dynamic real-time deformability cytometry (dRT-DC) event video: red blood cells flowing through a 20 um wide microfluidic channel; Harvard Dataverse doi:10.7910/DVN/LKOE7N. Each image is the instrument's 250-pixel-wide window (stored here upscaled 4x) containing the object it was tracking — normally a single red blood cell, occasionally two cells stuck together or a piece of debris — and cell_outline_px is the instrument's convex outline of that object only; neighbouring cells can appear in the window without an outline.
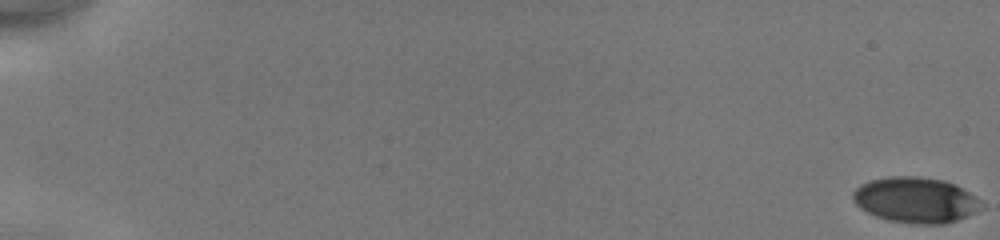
{"species": "human", "species_latin": "Homo sapiens", "temperature_condition": "cold", "stored_images_in_passage": 52, "camera_frame_rate_fps": 3000, "um_per_image_px": 0.085, "donor": {"sex": "male"}, "frame": {"image": 1, "passage_image": 1, "time_ms": 0.0, "image_size_px": [1000, 240], "cell_outline_px": [[976, 200], [972, 212], [956, 220], [944, 224], [916, 224], [888, 220], [876, 216], [860, 208], [852, 200], [852, 192], [860, 184], [872, 180], [888, 176], [916, 176], [944, 180], [956, 184], [968, 192]], "centroid_in_image_um": [77.69, 16.98], "position_along_channel_um": 7.3, "area_um2": 33.35}}
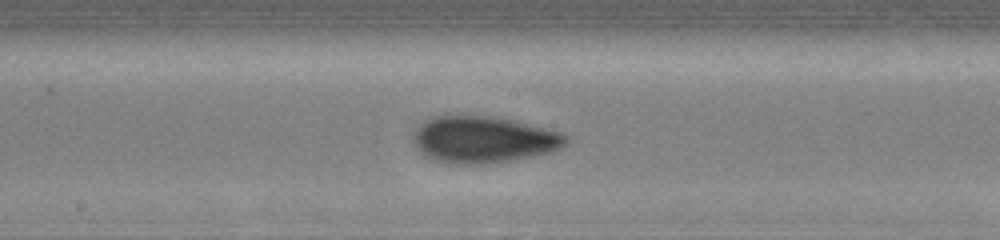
{"frame": {"image": 2, "passage_image": 30, "time_ms": 9.667, "image_size_px": [1000, 240], "cell_outline_px": [[568, 140], [560, 148], [552, 152], [532, 156], [488, 164], [448, 164], [424, 156], [412, 144], [412, 132], [424, 120], [432, 116], [496, 116], [560, 132], [568, 136]], "centroid_in_image_um": [41.02, 11.87], "position_along_channel_um": 207.2, "area_um2": 41.79}}
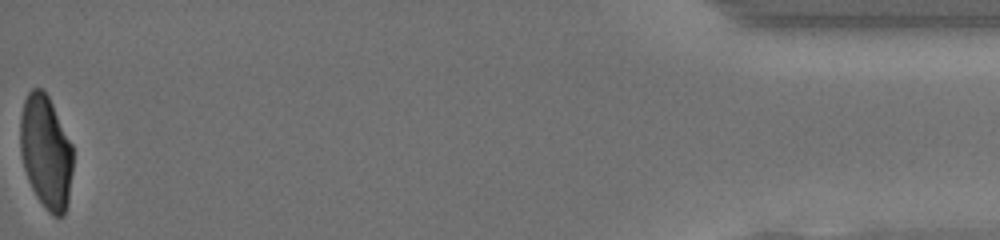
{"frame": {"image": 3, "passage_image": 52, "time_ms": 17.0, "image_size_px": [1000, 240], "cell_outline_px": [[72, 172], [68, 204], [64, 216], [52, 216], [44, 208], [36, 196], [28, 180], [24, 168], [20, 152], [20, 116], [24, 100], [28, 92], [32, 88], [40, 88], [48, 96], [72, 144]], "centroid_in_image_um": [3.9, 12.95], "position_along_channel_um": 431.3, "area_um2": 34.97}, "authors_computed_cell_mechanics": {"area_um2": 37.8879, "velocity_mm_per_s": 4.175, "shape_relaxation_time_tau1_ms": 3.1289, "shape_relaxation_time_tau2_ms": 1.7107, "deformation_change_tau1": 0.1354, "deformation_change_tau2": 0.0668}}